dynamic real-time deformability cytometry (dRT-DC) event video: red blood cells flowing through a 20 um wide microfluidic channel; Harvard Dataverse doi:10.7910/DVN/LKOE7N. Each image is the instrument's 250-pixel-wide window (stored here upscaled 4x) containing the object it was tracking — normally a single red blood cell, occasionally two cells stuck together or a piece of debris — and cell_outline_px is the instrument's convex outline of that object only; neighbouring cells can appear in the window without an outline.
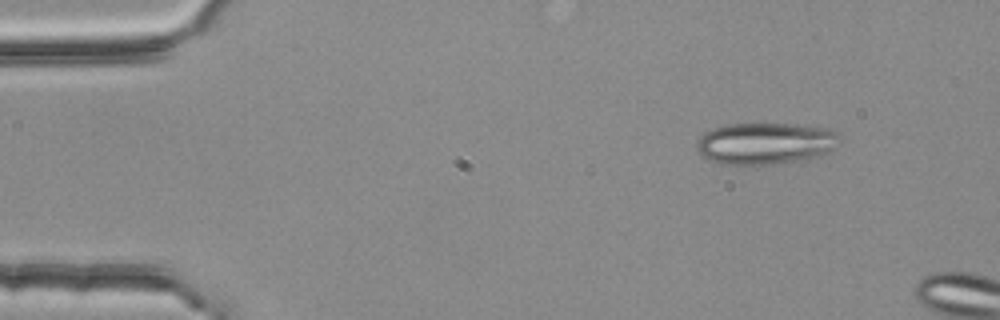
{"species": "common noctule bat (a hibernating species)", "species_latin": "Nyctalus noctula", "temperature_condition": "room temperature", "stored_images_in_passage": 2, "camera_frame_rate_fps": 3000, "um_per_image_px": 0.085, "animal": {"sex": "female", "body_mass_g": 25.1}, "frame": {"image": 1, "passage_image": 1, "time_ms": 0.0, "image_size_px": [1000, 320], "cell_outline_px": [[840, 136], [832, 148], [824, 152], [812, 156], [792, 160], [768, 164], [728, 164], [712, 160], [704, 156], [696, 148], [696, 140], [704, 132], [712, 128], [724, 124], [792, 124], [828, 128], [836, 132]], "centroid_in_image_um": [64.96, 12.15], "position_along_channel_um": 20.0, "area_um2": 33.81}}